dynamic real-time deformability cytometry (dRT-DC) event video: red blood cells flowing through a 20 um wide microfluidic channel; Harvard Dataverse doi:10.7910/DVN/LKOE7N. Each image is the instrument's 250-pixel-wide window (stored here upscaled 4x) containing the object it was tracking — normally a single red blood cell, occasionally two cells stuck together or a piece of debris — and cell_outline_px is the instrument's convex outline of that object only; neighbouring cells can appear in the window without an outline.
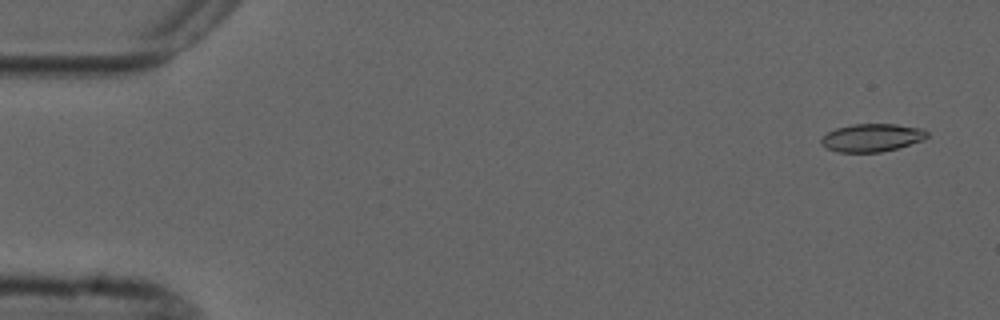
{"species": "common noctule bat (a hibernating species)", "species_latin": "Nyctalus noctula", "temperature_condition": "cold", "stored_images_in_passage": 2, "camera_frame_rate_fps": 3000, "um_per_image_px": 0.085, "animal": {"sex": "male", "forearm_length_mm": 52.5}, "frame": {"image": 1, "passage_image": 1, "time_ms": 0.0, "image_size_px": [1000, 320], "cell_outline_px": [[928, 136], [924, 140], [896, 148], [880, 152], [836, 152], [820, 144], [820, 140], [828, 132], [836, 128], [852, 124], [896, 124], [920, 128], [928, 132]], "centroid_in_image_um": [74.1, 11.7], "position_along_channel_um": 10.9, "area_um2": 17.17}}